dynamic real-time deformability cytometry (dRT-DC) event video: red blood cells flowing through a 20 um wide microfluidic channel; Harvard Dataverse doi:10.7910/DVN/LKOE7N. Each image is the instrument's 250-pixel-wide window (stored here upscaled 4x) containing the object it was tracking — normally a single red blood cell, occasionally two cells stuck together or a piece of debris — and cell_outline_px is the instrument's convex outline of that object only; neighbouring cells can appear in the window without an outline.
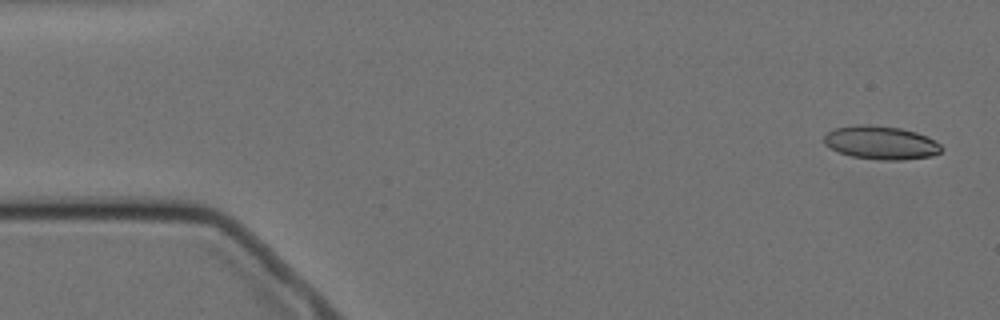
{"species": "Egyptian fruit bat (a non-hibernating species)", "species_latin": "Rousettus aegyptiacus", "temperature_condition": "cold", "stored_images_in_passage": 6, "camera_frame_rate_fps": 3000, "um_per_image_px": 0.085, "animal": {"sex": "female"}, "frame": {"image": 1, "passage_image": 1, "time_ms": 0.0, "image_size_px": [1000, 320], "cell_outline_px": [[944, 148], [940, 152], [932, 156], [904, 160], [880, 160], [852, 156], [836, 152], [824, 144], [824, 136], [828, 132], [836, 128], [856, 124], [864, 124], [900, 128], [916, 132], [928, 136], [940, 144]], "centroid_in_image_um": [74.89, 12.13], "position_along_channel_um": 10.1, "area_um2": 23.0}}
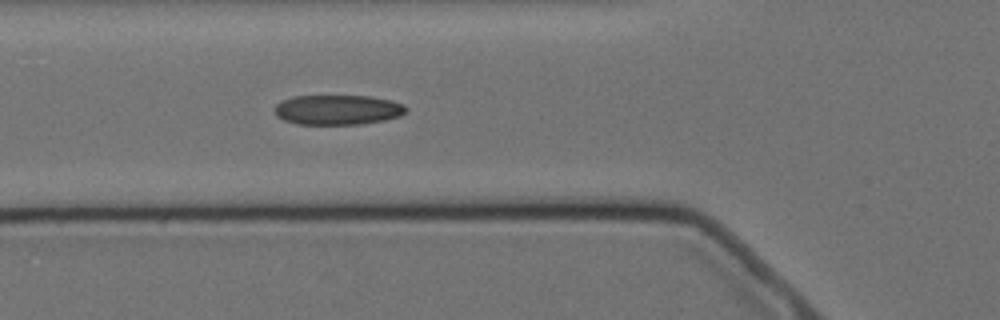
{"frame": {"image": 2, "passage_image": 6, "time_ms": 5.667, "image_size_px": [1000, 320], "cell_outline_px": [[408, 112], [400, 116], [384, 120], [360, 124], [296, 124], [284, 120], [276, 116], [272, 108], [280, 100], [292, 96], [368, 96], [392, 100], [404, 104], [408, 108]], "centroid_in_image_um": [28.69, 9.33], "position_along_channel_um": 97.1, "area_um2": 23.24}}